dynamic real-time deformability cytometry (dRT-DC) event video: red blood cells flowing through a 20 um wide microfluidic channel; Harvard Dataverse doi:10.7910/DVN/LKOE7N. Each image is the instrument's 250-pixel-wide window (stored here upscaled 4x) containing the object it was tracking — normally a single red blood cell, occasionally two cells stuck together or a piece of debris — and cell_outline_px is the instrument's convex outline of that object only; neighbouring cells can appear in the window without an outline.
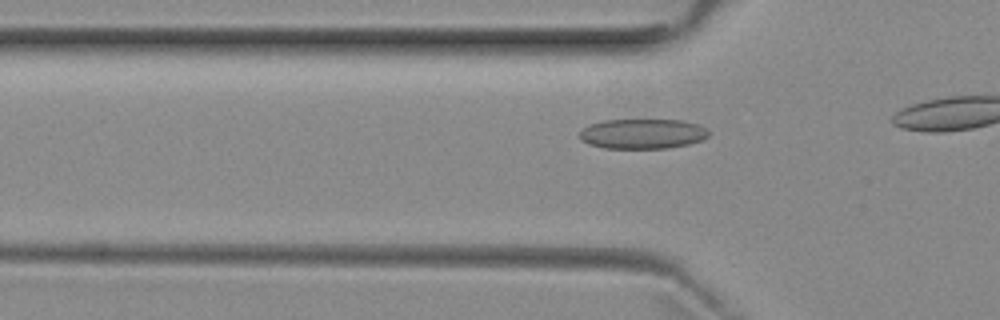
{"species": "common noctule bat (a hibernating species)", "species_latin": "Nyctalus noctula", "temperature_condition": "room temperature", "stored_images_in_passage": 9, "camera_frame_rate_fps": 3000, "um_per_image_px": 0.085, "animal": {"sex": "female", "body_mass_g": 29.2, "forearm_length_mm": 56.3}, "frame": {"image": 1, "passage_image": 6, "time_ms": 1.667, "image_size_px": [1000, 320], "cell_outline_px": [[708, 136], [700, 140], [688, 144], [668, 148], [604, 148], [588, 144], [580, 140], [580, 132], [588, 124], [600, 120], [684, 120], [708, 128]], "centroid_in_image_um": [54.59, 11.36], "position_along_channel_um": 71.2, "area_um2": 22.6}}